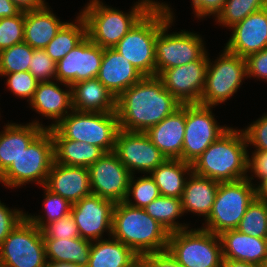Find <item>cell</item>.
Wrapping results in <instances>:
<instances>
[{"mask_svg": "<svg viewBox=\"0 0 267 267\" xmlns=\"http://www.w3.org/2000/svg\"><path fill=\"white\" fill-rule=\"evenodd\" d=\"M181 105L158 76H144L116 98L119 128L146 132Z\"/></svg>", "mask_w": 267, "mask_h": 267, "instance_id": "6da1fadb", "label": "cell"}, {"mask_svg": "<svg viewBox=\"0 0 267 267\" xmlns=\"http://www.w3.org/2000/svg\"><path fill=\"white\" fill-rule=\"evenodd\" d=\"M248 145L242 129L230 127L192 164V171L218 182L247 178Z\"/></svg>", "mask_w": 267, "mask_h": 267, "instance_id": "7a4b0ae2", "label": "cell"}, {"mask_svg": "<svg viewBox=\"0 0 267 267\" xmlns=\"http://www.w3.org/2000/svg\"><path fill=\"white\" fill-rule=\"evenodd\" d=\"M170 232L142 208L115 203L111 236L132 249L140 258L168 248Z\"/></svg>", "mask_w": 267, "mask_h": 267, "instance_id": "3957f363", "label": "cell"}, {"mask_svg": "<svg viewBox=\"0 0 267 267\" xmlns=\"http://www.w3.org/2000/svg\"><path fill=\"white\" fill-rule=\"evenodd\" d=\"M156 3L138 0L124 12L100 0H89L79 14L86 23V36L101 48H113Z\"/></svg>", "mask_w": 267, "mask_h": 267, "instance_id": "277c9868", "label": "cell"}, {"mask_svg": "<svg viewBox=\"0 0 267 267\" xmlns=\"http://www.w3.org/2000/svg\"><path fill=\"white\" fill-rule=\"evenodd\" d=\"M170 18L163 2H157L113 48L143 76H156V37Z\"/></svg>", "mask_w": 267, "mask_h": 267, "instance_id": "5b68a950", "label": "cell"}, {"mask_svg": "<svg viewBox=\"0 0 267 267\" xmlns=\"http://www.w3.org/2000/svg\"><path fill=\"white\" fill-rule=\"evenodd\" d=\"M63 138L85 142L114 152L119 121L116 112H80L72 110L53 127Z\"/></svg>", "mask_w": 267, "mask_h": 267, "instance_id": "8992f818", "label": "cell"}, {"mask_svg": "<svg viewBox=\"0 0 267 267\" xmlns=\"http://www.w3.org/2000/svg\"><path fill=\"white\" fill-rule=\"evenodd\" d=\"M53 163V138L50 130L44 129L0 176V183L12 189L33 182L44 186Z\"/></svg>", "mask_w": 267, "mask_h": 267, "instance_id": "52a82bcc", "label": "cell"}, {"mask_svg": "<svg viewBox=\"0 0 267 267\" xmlns=\"http://www.w3.org/2000/svg\"><path fill=\"white\" fill-rule=\"evenodd\" d=\"M255 198V185L248 178L220 182L212 210L201 228L217 235L236 229Z\"/></svg>", "mask_w": 267, "mask_h": 267, "instance_id": "ba28073f", "label": "cell"}, {"mask_svg": "<svg viewBox=\"0 0 267 267\" xmlns=\"http://www.w3.org/2000/svg\"><path fill=\"white\" fill-rule=\"evenodd\" d=\"M167 249L183 267H221L223 262L219 235L201 227L171 232Z\"/></svg>", "mask_w": 267, "mask_h": 267, "instance_id": "9c48e42d", "label": "cell"}, {"mask_svg": "<svg viewBox=\"0 0 267 267\" xmlns=\"http://www.w3.org/2000/svg\"><path fill=\"white\" fill-rule=\"evenodd\" d=\"M171 18L159 29L155 42L156 76L163 70L200 60L208 51L200 34L180 30L168 33L175 15L169 4L163 3Z\"/></svg>", "mask_w": 267, "mask_h": 267, "instance_id": "30bf717a", "label": "cell"}, {"mask_svg": "<svg viewBox=\"0 0 267 267\" xmlns=\"http://www.w3.org/2000/svg\"><path fill=\"white\" fill-rule=\"evenodd\" d=\"M215 61L208 56L205 89L200 99L204 106L216 107L237 93L247 77L246 60L239 55L221 50ZM212 61V62H211Z\"/></svg>", "mask_w": 267, "mask_h": 267, "instance_id": "8fae6325", "label": "cell"}, {"mask_svg": "<svg viewBox=\"0 0 267 267\" xmlns=\"http://www.w3.org/2000/svg\"><path fill=\"white\" fill-rule=\"evenodd\" d=\"M2 267H48L42 230L26 217L0 245Z\"/></svg>", "mask_w": 267, "mask_h": 267, "instance_id": "7c38bea8", "label": "cell"}, {"mask_svg": "<svg viewBox=\"0 0 267 267\" xmlns=\"http://www.w3.org/2000/svg\"><path fill=\"white\" fill-rule=\"evenodd\" d=\"M214 107L186 104L185 135L182 160L193 164L199 156L230 127L219 125L212 113Z\"/></svg>", "mask_w": 267, "mask_h": 267, "instance_id": "4fadbf2b", "label": "cell"}, {"mask_svg": "<svg viewBox=\"0 0 267 267\" xmlns=\"http://www.w3.org/2000/svg\"><path fill=\"white\" fill-rule=\"evenodd\" d=\"M114 153L132 175L150 174L167 159L145 132L122 129L117 133Z\"/></svg>", "mask_w": 267, "mask_h": 267, "instance_id": "5bb4252c", "label": "cell"}, {"mask_svg": "<svg viewBox=\"0 0 267 267\" xmlns=\"http://www.w3.org/2000/svg\"><path fill=\"white\" fill-rule=\"evenodd\" d=\"M88 170L92 194L114 203L125 200L132 174L114 152L105 153Z\"/></svg>", "mask_w": 267, "mask_h": 267, "instance_id": "9a60e30c", "label": "cell"}, {"mask_svg": "<svg viewBox=\"0 0 267 267\" xmlns=\"http://www.w3.org/2000/svg\"><path fill=\"white\" fill-rule=\"evenodd\" d=\"M208 52L200 59L163 70L158 77L180 104H200L205 89Z\"/></svg>", "mask_w": 267, "mask_h": 267, "instance_id": "2e32d148", "label": "cell"}, {"mask_svg": "<svg viewBox=\"0 0 267 267\" xmlns=\"http://www.w3.org/2000/svg\"><path fill=\"white\" fill-rule=\"evenodd\" d=\"M115 203L91 194L72 204L71 215L78 227L80 237L95 241L103 239L104 233L112 232V213Z\"/></svg>", "mask_w": 267, "mask_h": 267, "instance_id": "e0dca14e", "label": "cell"}, {"mask_svg": "<svg viewBox=\"0 0 267 267\" xmlns=\"http://www.w3.org/2000/svg\"><path fill=\"white\" fill-rule=\"evenodd\" d=\"M103 48L87 36L56 63V80L70 86L78 81L97 78Z\"/></svg>", "mask_w": 267, "mask_h": 267, "instance_id": "ac0fdd59", "label": "cell"}, {"mask_svg": "<svg viewBox=\"0 0 267 267\" xmlns=\"http://www.w3.org/2000/svg\"><path fill=\"white\" fill-rule=\"evenodd\" d=\"M231 30L232 34L224 45L230 53L246 58L267 48V19L262 10L249 14Z\"/></svg>", "mask_w": 267, "mask_h": 267, "instance_id": "d6986e66", "label": "cell"}, {"mask_svg": "<svg viewBox=\"0 0 267 267\" xmlns=\"http://www.w3.org/2000/svg\"><path fill=\"white\" fill-rule=\"evenodd\" d=\"M29 105L37 114L53 120L47 126V129L52 128L73 110L71 86L57 80L39 82Z\"/></svg>", "mask_w": 267, "mask_h": 267, "instance_id": "ffe728a7", "label": "cell"}, {"mask_svg": "<svg viewBox=\"0 0 267 267\" xmlns=\"http://www.w3.org/2000/svg\"><path fill=\"white\" fill-rule=\"evenodd\" d=\"M44 186L71 204L92 194L88 168L56 162L52 164Z\"/></svg>", "mask_w": 267, "mask_h": 267, "instance_id": "44dd1931", "label": "cell"}, {"mask_svg": "<svg viewBox=\"0 0 267 267\" xmlns=\"http://www.w3.org/2000/svg\"><path fill=\"white\" fill-rule=\"evenodd\" d=\"M185 121L186 104H182L160 123L149 128L145 134L167 159L182 160Z\"/></svg>", "mask_w": 267, "mask_h": 267, "instance_id": "7402d4cb", "label": "cell"}, {"mask_svg": "<svg viewBox=\"0 0 267 267\" xmlns=\"http://www.w3.org/2000/svg\"><path fill=\"white\" fill-rule=\"evenodd\" d=\"M144 76L114 48H103L97 79L117 98Z\"/></svg>", "mask_w": 267, "mask_h": 267, "instance_id": "603a6c76", "label": "cell"}, {"mask_svg": "<svg viewBox=\"0 0 267 267\" xmlns=\"http://www.w3.org/2000/svg\"><path fill=\"white\" fill-rule=\"evenodd\" d=\"M44 129H47V125H43L39 119L27 124L8 122L4 125L0 131V176Z\"/></svg>", "mask_w": 267, "mask_h": 267, "instance_id": "cb8c5ba5", "label": "cell"}, {"mask_svg": "<svg viewBox=\"0 0 267 267\" xmlns=\"http://www.w3.org/2000/svg\"><path fill=\"white\" fill-rule=\"evenodd\" d=\"M219 237L223 259L244 261L261 267L267 258V238L247 235L237 229L224 231Z\"/></svg>", "mask_w": 267, "mask_h": 267, "instance_id": "d4e9b609", "label": "cell"}, {"mask_svg": "<svg viewBox=\"0 0 267 267\" xmlns=\"http://www.w3.org/2000/svg\"><path fill=\"white\" fill-rule=\"evenodd\" d=\"M73 110L80 112H116V97L97 79L71 85Z\"/></svg>", "mask_w": 267, "mask_h": 267, "instance_id": "484cf974", "label": "cell"}, {"mask_svg": "<svg viewBox=\"0 0 267 267\" xmlns=\"http://www.w3.org/2000/svg\"><path fill=\"white\" fill-rule=\"evenodd\" d=\"M216 180L195 174L188 175L181 196L183 212L195 213L204 220L209 216L219 187Z\"/></svg>", "mask_w": 267, "mask_h": 267, "instance_id": "4316f807", "label": "cell"}, {"mask_svg": "<svg viewBox=\"0 0 267 267\" xmlns=\"http://www.w3.org/2000/svg\"><path fill=\"white\" fill-rule=\"evenodd\" d=\"M49 5L39 10L24 11V42L33 49H44L66 23Z\"/></svg>", "mask_w": 267, "mask_h": 267, "instance_id": "83f0119b", "label": "cell"}, {"mask_svg": "<svg viewBox=\"0 0 267 267\" xmlns=\"http://www.w3.org/2000/svg\"><path fill=\"white\" fill-rule=\"evenodd\" d=\"M140 264L141 258L112 236L91 243L87 267H138Z\"/></svg>", "mask_w": 267, "mask_h": 267, "instance_id": "f1b7e54d", "label": "cell"}, {"mask_svg": "<svg viewBox=\"0 0 267 267\" xmlns=\"http://www.w3.org/2000/svg\"><path fill=\"white\" fill-rule=\"evenodd\" d=\"M49 130L54 142V162L58 164L88 168L106 153L98 146L65 139L53 127Z\"/></svg>", "mask_w": 267, "mask_h": 267, "instance_id": "f546056e", "label": "cell"}, {"mask_svg": "<svg viewBox=\"0 0 267 267\" xmlns=\"http://www.w3.org/2000/svg\"><path fill=\"white\" fill-rule=\"evenodd\" d=\"M47 263H69L77 267H87L92 241L77 237L64 239H44Z\"/></svg>", "mask_w": 267, "mask_h": 267, "instance_id": "4dcf8cb0", "label": "cell"}, {"mask_svg": "<svg viewBox=\"0 0 267 267\" xmlns=\"http://www.w3.org/2000/svg\"><path fill=\"white\" fill-rule=\"evenodd\" d=\"M192 164L181 159H166L150 175L162 196L181 198Z\"/></svg>", "mask_w": 267, "mask_h": 267, "instance_id": "1f68e13d", "label": "cell"}, {"mask_svg": "<svg viewBox=\"0 0 267 267\" xmlns=\"http://www.w3.org/2000/svg\"><path fill=\"white\" fill-rule=\"evenodd\" d=\"M85 37L86 23L84 18L78 13L75 21L66 22L44 50L57 63Z\"/></svg>", "mask_w": 267, "mask_h": 267, "instance_id": "d6a6232c", "label": "cell"}, {"mask_svg": "<svg viewBox=\"0 0 267 267\" xmlns=\"http://www.w3.org/2000/svg\"><path fill=\"white\" fill-rule=\"evenodd\" d=\"M143 209L170 233L191 228L189 227L190 224L176 221L184 215L181 198L160 195Z\"/></svg>", "mask_w": 267, "mask_h": 267, "instance_id": "836d02e7", "label": "cell"}, {"mask_svg": "<svg viewBox=\"0 0 267 267\" xmlns=\"http://www.w3.org/2000/svg\"><path fill=\"white\" fill-rule=\"evenodd\" d=\"M42 189L44 190V216H35V214H28V212L26 214V218L40 230H42L47 224L69 215L72 207V204L60 195L51 192L45 186H42Z\"/></svg>", "mask_w": 267, "mask_h": 267, "instance_id": "e575fe53", "label": "cell"}, {"mask_svg": "<svg viewBox=\"0 0 267 267\" xmlns=\"http://www.w3.org/2000/svg\"><path fill=\"white\" fill-rule=\"evenodd\" d=\"M236 229L247 235L267 238V202L255 198Z\"/></svg>", "mask_w": 267, "mask_h": 267, "instance_id": "d590c367", "label": "cell"}, {"mask_svg": "<svg viewBox=\"0 0 267 267\" xmlns=\"http://www.w3.org/2000/svg\"><path fill=\"white\" fill-rule=\"evenodd\" d=\"M266 0H226L223 10L215 18L216 24L230 29L249 14L262 9Z\"/></svg>", "mask_w": 267, "mask_h": 267, "instance_id": "8d00e7d4", "label": "cell"}, {"mask_svg": "<svg viewBox=\"0 0 267 267\" xmlns=\"http://www.w3.org/2000/svg\"><path fill=\"white\" fill-rule=\"evenodd\" d=\"M136 178L134 175L131 176L124 202L133 207L143 209L161 194L155 180L150 174H144ZM130 197H132L134 201Z\"/></svg>", "mask_w": 267, "mask_h": 267, "instance_id": "74e56055", "label": "cell"}, {"mask_svg": "<svg viewBox=\"0 0 267 267\" xmlns=\"http://www.w3.org/2000/svg\"><path fill=\"white\" fill-rule=\"evenodd\" d=\"M34 49L22 42L0 51V74L29 71Z\"/></svg>", "mask_w": 267, "mask_h": 267, "instance_id": "f35d334b", "label": "cell"}, {"mask_svg": "<svg viewBox=\"0 0 267 267\" xmlns=\"http://www.w3.org/2000/svg\"><path fill=\"white\" fill-rule=\"evenodd\" d=\"M24 42V11L0 18V51Z\"/></svg>", "mask_w": 267, "mask_h": 267, "instance_id": "ab89813d", "label": "cell"}, {"mask_svg": "<svg viewBox=\"0 0 267 267\" xmlns=\"http://www.w3.org/2000/svg\"><path fill=\"white\" fill-rule=\"evenodd\" d=\"M7 77L6 86L16 97L26 99L30 102L37 89L39 81L29 71L15 72L12 74H0Z\"/></svg>", "mask_w": 267, "mask_h": 267, "instance_id": "60d3db41", "label": "cell"}, {"mask_svg": "<svg viewBox=\"0 0 267 267\" xmlns=\"http://www.w3.org/2000/svg\"><path fill=\"white\" fill-rule=\"evenodd\" d=\"M29 72L39 82L56 80V62H54L44 49H34Z\"/></svg>", "mask_w": 267, "mask_h": 267, "instance_id": "b9f144b4", "label": "cell"}, {"mask_svg": "<svg viewBox=\"0 0 267 267\" xmlns=\"http://www.w3.org/2000/svg\"><path fill=\"white\" fill-rule=\"evenodd\" d=\"M43 239H72L80 237L78 227L71 213L47 224L43 229Z\"/></svg>", "mask_w": 267, "mask_h": 267, "instance_id": "7bdbcfd3", "label": "cell"}, {"mask_svg": "<svg viewBox=\"0 0 267 267\" xmlns=\"http://www.w3.org/2000/svg\"><path fill=\"white\" fill-rule=\"evenodd\" d=\"M242 131L248 147L252 145L254 151H267V112Z\"/></svg>", "mask_w": 267, "mask_h": 267, "instance_id": "ee69618b", "label": "cell"}, {"mask_svg": "<svg viewBox=\"0 0 267 267\" xmlns=\"http://www.w3.org/2000/svg\"><path fill=\"white\" fill-rule=\"evenodd\" d=\"M26 217L23 210L9 208L0 200V245L11 231Z\"/></svg>", "mask_w": 267, "mask_h": 267, "instance_id": "f6af8a7d", "label": "cell"}, {"mask_svg": "<svg viewBox=\"0 0 267 267\" xmlns=\"http://www.w3.org/2000/svg\"><path fill=\"white\" fill-rule=\"evenodd\" d=\"M247 78H256L267 82V48L245 58Z\"/></svg>", "mask_w": 267, "mask_h": 267, "instance_id": "bcb514c9", "label": "cell"}, {"mask_svg": "<svg viewBox=\"0 0 267 267\" xmlns=\"http://www.w3.org/2000/svg\"><path fill=\"white\" fill-rule=\"evenodd\" d=\"M141 265L143 267H183L168 249L143 255Z\"/></svg>", "mask_w": 267, "mask_h": 267, "instance_id": "7dc6e473", "label": "cell"}, {"mask_svg": "<svg viewBox=\"0 0 267 267\" xmlns=\"http://www.w3.org/2000/svg\"><path fill=\"white\" fill-rule=\"evenodd\" d=\"M226 0H191V5L194 12V17L198 18H206L207 16L215 17L223 10Z\"/></svg>", "mask_w": 267, "mask_h": 267, "instance_id": "c3c4849f", "label": "cell"}, {"mask_svg": "<svg viewBox=\"0 0 267 267\" xmlns=\"http://www.w3.org/2000/svg\"><path fill=\"white\" fill-rule=\"evenodd\" d=\"M252 155H248V173H253L247 178L253 182L257 178V180H261L262 178L267 177V151H253Z\"/></svg>", "mask_w": 267, "mask_h": 267, "instance_id": "681fc988", "label": "cell"}, {"mask_svg": "<svg viewBox=\"0 0 267 267\" xmlns=\"http://www.w3.org/2000/svg\"><path fill=\"white\" fill-rule=\"evenodd\" d=\"M21 11L39 10L47 6L48 3L45 0H10Z\"/></svg>", "mask_w": 267, "mask_h": 267, "instance_id": "f907efd6", "label": "cell"}, {"mask_svg": "<svg viewBox=\"0 0 267 267\" xmlns=\"http://www.w3.org/2000/svg\"><path fill=\"white\" fill-rule=\"evenodd\" d=\"M20 11L10 0H0V18L16 16Z\"/></svg>", "mask_w": 267, "mask_h": 267, "instance_id": "816d5d0a", "label": "cell"}, {"mask_svg": "<svg viewBox=\"0 0 267 267\" xmlns=\"http://www.w3.org/2000/svg\"><path fill=\"white\" fill-rule=\"evenodd\" d=\"M259 182V183H258ZM255 183L256 199L267 202V177Z\"/></svg>", "mask_w": 267, "mask_h": 267, "instance_id": "f5cc1de1", "label": "cell"}, {"mask_svg": "<svg viewBox=\"0 0 267 267\" xmlns=\"http://www.w3.org/2000/svg\"><path fill=\"white\" fill-rule=\"evenodd\" d=\"M221 267H260L255 264L247 263L244 261H237L232 259H223Z\"/></svg>", "mask_w": 267, "mask_h": 267, "instance_id": "db71d44e", "label": "cell"}, {"mask_svg": "<svg viewBox=\"0 0 267 267\" xmlns=\"http://www.w3.org/2000/svg\"><path fill=\"white\" fill-rule=\"evenodd\" d=\"M48 267H77L69 263H48Z\"/></svg>", "mask_w": 267, "mask_h": 267, "instance_id": "11a10c76", "label": "cell"}, {"mask_svg": "<svg viewBox=\"0 0 267 267\" xmlns=\"http://www.w3.org/2000/svg\"><path fill=\"white\" fill-rule=\"evenodd\" d=\"M261 10L264 12V14H265V16H266V19H267V0H266V2L264 3V5H263V7H262Z\"/></svg>", "mask_w": 267, "mask_h": 267, "instance_id": "9f6ffc18", "label": "cell"}, {"mask_svg": "<svg viewBox=\"0 0 267 267\" xmlns=\"http://www.w3.org/2000/svg\"><path fill=\"white\" fill-rule=\"evenodd\" d=\"M261 267H267V258L264 260V262L262 263Z\"/></svg>", "mask_w": 267, "mask_h": 267, "instance_id": "6f0895ef", "label": "cell"}]
</instances>
